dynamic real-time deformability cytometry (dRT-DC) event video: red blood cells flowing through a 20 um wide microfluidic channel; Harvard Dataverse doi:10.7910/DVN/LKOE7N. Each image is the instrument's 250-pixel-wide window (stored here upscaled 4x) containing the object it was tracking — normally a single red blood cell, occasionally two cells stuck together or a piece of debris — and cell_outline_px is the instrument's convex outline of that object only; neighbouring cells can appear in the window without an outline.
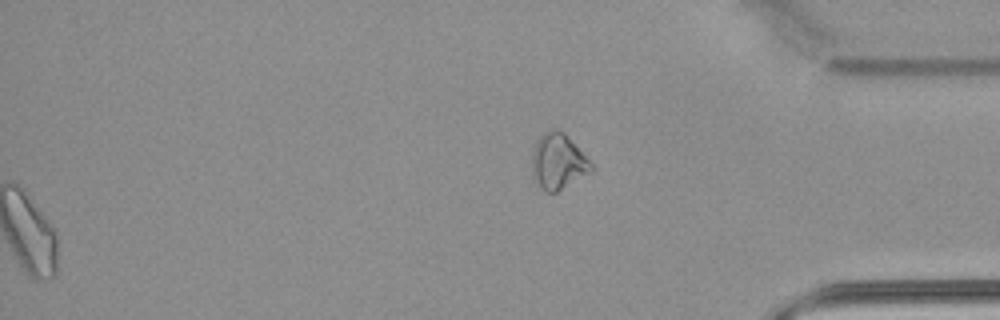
{"species": "common noctule bat (a hibernating species)", "species_latin": "Nyctalus noctula", "temperature_condition": "warm", "stored_images_in_passage": 55, "segment_of_instrument_passage": [2, 2], "camera_frame_rate_fps": 3000, "um_per_image_px": 0.085, "animal": {"sex": "male", "body_mass_g": 21.5, "forearm_length_mm": 52.0}, "frame": {"image": 1, "passage_image": 55, "time_ms": 18.0, "image_size_px": [1000, 320], "cell_outline_px": [[592, 172], [556, 192], [544, 192], [532, 176], [532, 152], [536, 140], [544, 132], [552, 128], [556, 128], [564, 132], [592, 164]], "centroid_in_image_um": [47.41, 13.72], "position_along_channel_um": 387.8, "area_um2": 19.19}}